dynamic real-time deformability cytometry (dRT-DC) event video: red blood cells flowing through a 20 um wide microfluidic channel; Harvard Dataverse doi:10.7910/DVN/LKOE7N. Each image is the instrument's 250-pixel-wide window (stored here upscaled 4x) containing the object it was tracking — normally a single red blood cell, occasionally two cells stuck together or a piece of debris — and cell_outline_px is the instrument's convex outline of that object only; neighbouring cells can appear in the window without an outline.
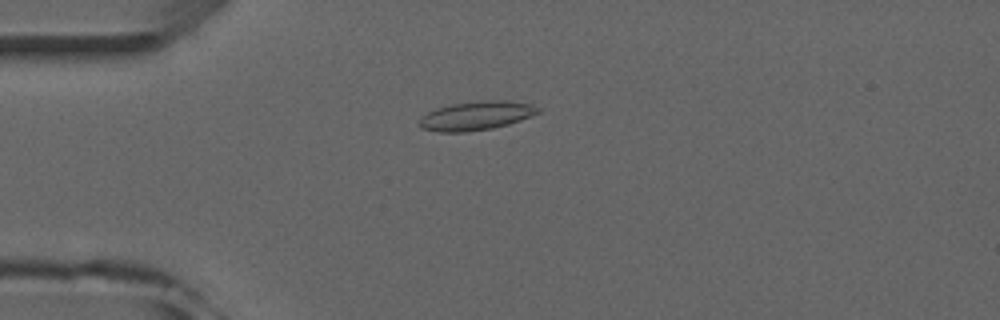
{"species": "common noctule bat (a hibernating species)", "species_latin": "Nyctalus noctula", "temperature_condition": "room temperature", "stored_images_in_passage": 6, "camera_frame_rate_fps": 3000, "um_per_image_px": 0.085, "animal": {"sex": "male", "forearm_length_mm": 52.5}, "frame": {"image": 1, "passage_image": 4, "time_ms": 3.333, "image_size_px": [1000, 320], "cell_outline_px": [[540, 112], [520, 120], [508, 124], [492, 128], [468, 132], [436, 132], [420, 128], [416, 124], [428, 112], [436, 108], [452, 104], [480, 100], [508, 100], [532, 104], [540, 108]], "centroid_in_image_um": [40.46, 9.83], "position_along_channel_um": 44.5, "area_um2": 20.11}}
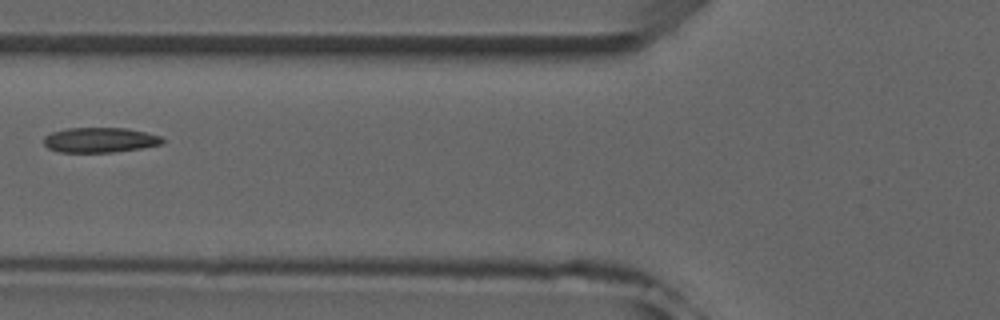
{"frame": {"image": 2, "passage_image": 6, "time_ms": 5.667, "image_size_px": [1000, 320], "cell_outline_px": [[164, 144], [140, 148], [112, 152], [56, 152], [48, 148], [44, 144], [44, 136], [52, 132], [68, 128], [128, 128], [160, 136], [164, 140]], "centroid_in_image_um": [8.47, 11.9], "position_along_channel_um": 117.3, "area_um2": 17.28}}